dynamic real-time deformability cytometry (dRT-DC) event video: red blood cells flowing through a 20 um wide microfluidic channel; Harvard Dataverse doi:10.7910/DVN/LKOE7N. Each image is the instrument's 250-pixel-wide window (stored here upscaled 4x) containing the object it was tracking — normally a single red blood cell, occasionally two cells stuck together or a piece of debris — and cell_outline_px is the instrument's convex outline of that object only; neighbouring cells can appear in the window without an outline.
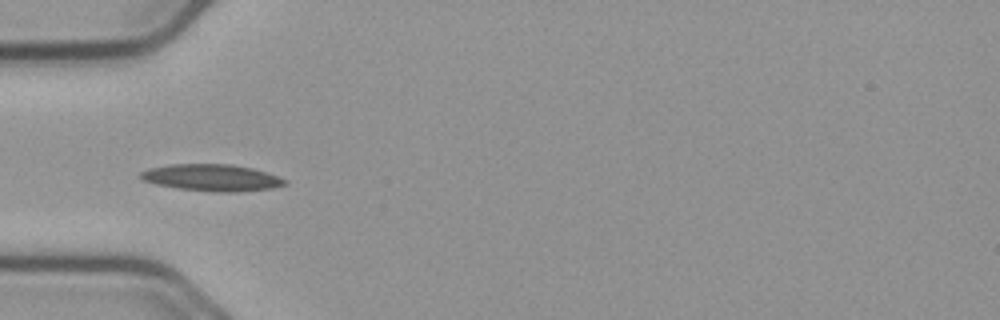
{"species": "common noctule bat (a hibernating species)", "species_latin": "Nyctalus noctula", "temperature_condition": "cold", "stored_images_in_passage": 12, "camera_frame_rate_fps": 3000, "um_per_image_px": 0.085, "animal": {"sex": "male", "body_mass_g": 23.1, "forearm_length_mm": 52.7}, "frame": {"image": 1, "passage_image": 3, "time_ms": 0.667, "image_size_px": [1000, 320], "cell_outline_px": [[288, 184], [272, 188], [236, 192], [216, 192], [180, 188], [156, 184], [140, 180], [140, 172], [148, 168], [172, 164], [232, 164], [252, 168], [288, 180]], "centroid_in_image_um": [17.99, 15.1], "position_along_channel_um": 67.0, "area_um2": 22.43}}
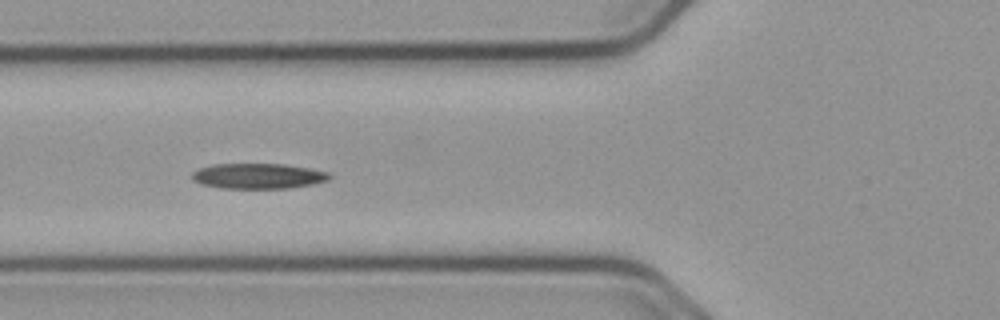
{"frame": {"image": 2, "passage_image": 6, "time_ms": 1.667, "image_size_px": [1000, 320], "cell_outline_px": [[332, 176], [328, 180], [312, 184], [288, 188], [220, 188], [200, 184], [192, 180], [192, 172], [200, 168], [212, 164], [284, 164], [308, 168], [328, 172]], "centroid_in_image_um": [21.91, 14.96], "position_along_channel_um": 103.9, "area_um2": 20.29}}
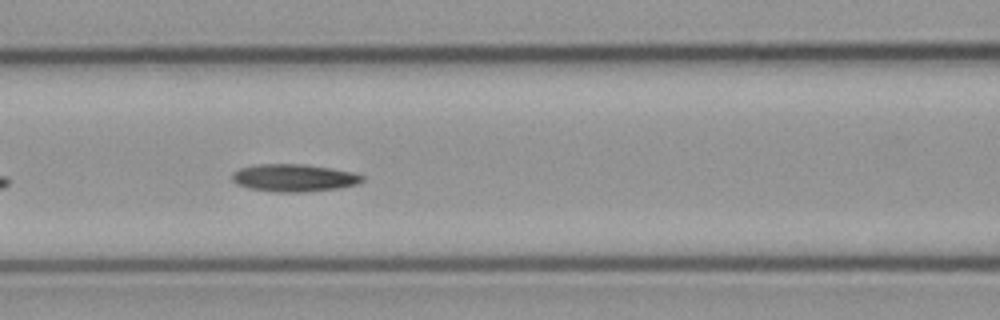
{"frame": {"image": 3, "passage_image": 9, "time_ms": 2.667, "image_size_px": [1000, 320], "cell_outline_px": [[364, 180], [360, 184], [340, 188], [304, 192], [276, 192], [248, 188], [236, 184], [232, 180], [232, 172], [240, 168], [256, 164], [304, 164], [332, 168], [356, 172], [364, 176]], "centroid_in_image_um": [25.02, 15.12], "position_along_channel_um": 141.6, "area_um2": 21.21}}